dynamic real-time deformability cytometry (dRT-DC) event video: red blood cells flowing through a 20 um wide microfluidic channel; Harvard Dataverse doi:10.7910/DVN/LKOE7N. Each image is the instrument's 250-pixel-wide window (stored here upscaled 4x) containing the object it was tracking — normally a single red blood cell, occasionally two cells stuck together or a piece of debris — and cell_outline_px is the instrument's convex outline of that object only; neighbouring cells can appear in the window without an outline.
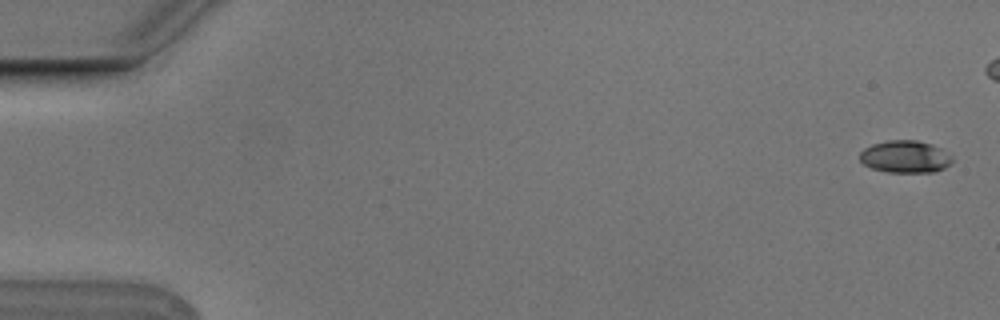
{"species": "Egyptian fruit bat (a non-hibernating species)", "species_latin": "Rousettus aegyptiacus", "temperature_condition": "cold", "stored_images_in_passage": 7, "camera_frame_rate_fps": 3000, "um_per_image_px": 0.085, "animal": {"sex": "male"}, "frame": {"image": 1, "passage_image": 1, "time_ms": 0.0, "image_size_px": [1000, 320], "cell_outline_px": [[952, 160], [944, 168], [936, 172], [888, 172], [872, 168], [864, 164], [860, 160], [860, 152], [864, 148], [872, 144], [888, 140], [916, 140], [932, 144], [940, 148], [952, 156]], "centroid_in_image_um": [76.93, 13.31], "position_along_channel_um": 8.1, "area_um2": 17.34}}